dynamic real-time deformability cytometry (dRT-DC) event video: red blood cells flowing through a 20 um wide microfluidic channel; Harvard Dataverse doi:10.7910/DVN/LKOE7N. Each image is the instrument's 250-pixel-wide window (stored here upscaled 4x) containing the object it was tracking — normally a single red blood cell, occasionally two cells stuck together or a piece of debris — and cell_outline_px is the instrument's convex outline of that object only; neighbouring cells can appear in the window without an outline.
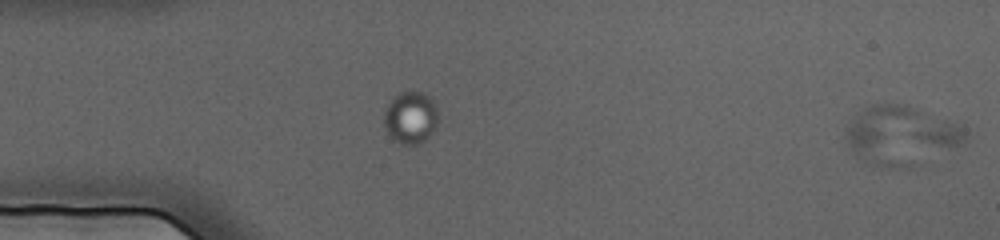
{"species": "human", "species_latin": "Homo sapiens", "temperature_condition": "cold", "stored_images_in_passage": 6, "camera_frame_rate_fps": 3000, "um_per_image_px": 0.085, "donor": {"sex": "female"}, "frame": {"image": 1, "passage_image": 1, "time_ms": 0.0, "image_size_px": [1000, 240], "cell_outline_px": [[968, 140], [964, 144], [912, 168], [872, 168], [860, 160], [848, 148], [844, 136], [844, 128], [864, 108], [872, 104], [904, 104], [956, 124], [964, 128], [968, 132]], "centroid_in_image_um": [76.55, 11.58], "position_along_channel_um": 8.5, "area_um2": 41.85}}